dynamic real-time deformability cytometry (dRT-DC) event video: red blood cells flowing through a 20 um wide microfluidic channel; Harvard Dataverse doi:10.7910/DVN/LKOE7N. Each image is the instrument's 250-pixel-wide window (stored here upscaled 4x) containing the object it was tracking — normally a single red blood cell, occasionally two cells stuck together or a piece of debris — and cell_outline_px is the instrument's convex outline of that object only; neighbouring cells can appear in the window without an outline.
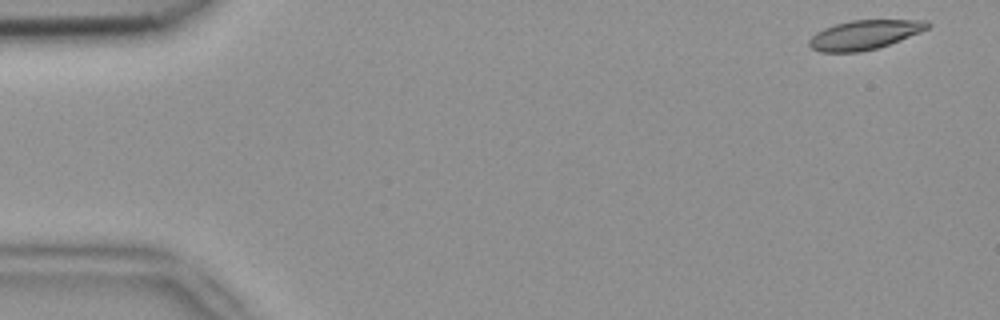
{"species": "common noctule bat (a hibernating species)", "species_latin": "Nyctalus noctula", "temperature_condition": "room temperature", "stored_images_in_passage": 50, "camera_frame_rate_fps": 3000, "um_per_image_px": 0.085, "animal": {"sex": "female", "body_mass_g": 18.4}, "frame": {"image": 1, "passage_image": 1, "time_ms": 0.0, "image_size_px": [1000, 320], "cell_outline_px": [[932, 24], [928, 28], [920, 32], [900, 40], [876, 48], [860, 52], [820, 52], [812, 48], [808, 44], [808, 40], [816, 32], [824, 28], [836, 24], [852, 20], [928, 20]], "centroid_in_image_um": [73.48, 2.95], "position_along_channel_um": 11.5, "area_um2": 20.11}}
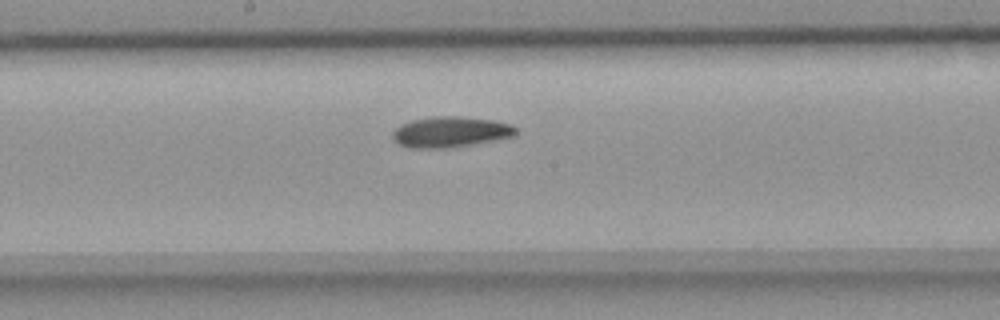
{"frame": {"image": 2, "passage_image": 26, "time_ms": 8.333, "image_size_px": [1000, 320], "cell_outline_px": [[520, 132], [512, 136], [492, 140], [448, 148], [408, 148], [392, 140], [392, 132], [400, 124], [412, 120], [436, 116], [456, 116], [492, 120], [512, 124], [520, 128]], "centroid_in_image_um": [38.28, 11.21], "position_along_channel_um": 209.9, "area_um2": 22.08}}
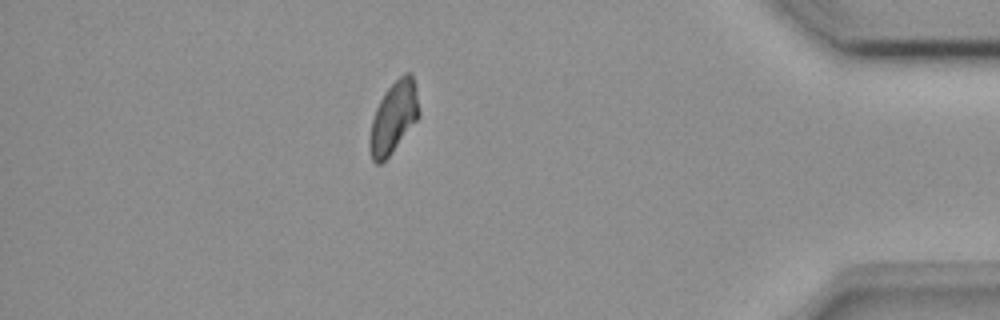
{"frame": {"image": 3, "passage_image": 44, "time_ms": 14.333, "image_size_px": [1000, 320], "cell_outline_px": [[420, 116], [392, 152], [380, 164], [376, 164], [372, 160], [368, 148], [368, 140], [372, 120], [376, 108], [384, 92], [404, 72], [412, 72], [416, 88], [420, 112]], "centroid_in_image_um": [33.45, 9.98], "position_along_channel_um": 401.8, "area_um2": 20.63}, "authors_computed_cell_mechanics": {"area_um2": 20.9236, "velocity_mm_per_s": 3.8845, "shape_relaxation_time_tau1_ms": 5.9923, "shape_relaxation_time_tau2_ms": 11.2858, "deformation_change_tau1": 0.145, "deformation_change_tau2": 0.1589}}